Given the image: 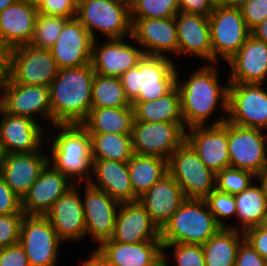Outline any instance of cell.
Segmentation results:
<instances>
[{"label": "cell", "instance_id": "cell-19", "mask_svg": "<svg viewBox=\"0 0 267 266\" xmlns=\"http://www.w3.org/2000/svg\"><path fill=\"white\" fill-rule=\"evenodd\" d=\"M187 142L200 160L215 173L230 167L228 122L187 129Z\"/></svg>", "mask_w": 267, "mask_h": 266}, {"label": "cell", "instance_id": "cell-41", "mask_svg": "<svg viewBox=\"0 0 267 266\" xmlns=\"http://www.w3.org/2000/svg\"><path fill=\"white\" fill-rule=\"evenodd\" d=\"M163 266H169L168 254L165 250L173 248L172 261L175 266H206L204 253L200 244H162Z\"/></svg>", "mask_w": 267, "mask_h": 266}, {"label": "cell", "instance_id": "cell-47", "mask_svg": "<svg viewBox=\"0 0 267 266\" xmlns=\"http://www.w3.org/2000/svg\"><path fill=\"white\" fill-rule=\"evenodd\" d=\"M0 266H30L28 257L18 243L0 249Z\"/></svg>", "mask_w": 267, "mask_h": 266}, {"label": "cell", "instance_id": "cell-42", "mask_svg": "<svg viewBox=\"0 0 267 266\" xmlns=\"http://www.w3.org/2000/svg\"><path fill=\"white\" fill-rule=\"evenodd\" d=\"M204 200L206 201L207 206L215 217L217 223L222 228H230L231 223H227L226 221L234 216L236 218V203L234 195L218 191L215 188ZM225 218L227 220H225Z\"/></svg>", "mask_w": 267, "mask_h": 266}, {"label": "cell", "instance_id": "cell-9", "mask_svg": "<svg viewBox=\"0 0 267 266\" xmlns=\"http://www.w3.org/2000/svg\"><path fill=\"white\" fill-rule=\"evenodd\" d=\"M133 152L169 160L171 154L187 141L184 122H140L132 126Z\"/></svg>", "mask_w": 267, "mask_h": 266}, {"label": "cell", "instance_id": "cell-21", "mask_svg": "<svg viewBox=\"0 0 267 266\" xmlns=\"http://www.w3.org/2000/svg\"><path fill=\"white\" fill-rule=\"evenodd\" d=\"M132 37L144 54L169 56L177 54L178 40L175 17L130 19ZM145 48V49H143Z\"/></svg>", "mask_w": 267, "mask_h": 266}, {"label": "cell", "instance_id": "cell-49", "mask_svg": "<svg viewBox=\"0 0 267 266\" xmlns=\"http://www.w3.org/2000/svg\"><path fill=\"white\" fill-rule=\"evenodd\" d=\"M244 239L248 242L261 256L267 258V230L259 226L250 228L244 232Z\"/></svg>", "mask_w": 267, "mask_h": 266}, {"label": "cell", "instance_id": "cell-23", "mask_svg": "<svg viewBox=\"0 0 267 266\" xmlns=\"http://www.w3.org/2000/svg\"><path fill=\"white\" fill-rule=\"evenodd\" d=\"M43 149L32 153L1 154L0 176L21 199L48 164Z\"/></svg>", "mask_w": 267, "mask_h": 266}, {"label": "cell", "instance_id": "cell-17", "mask_svg": "<svg viewBox=\"0 0 267 266\" xmlns=\"http://www.w3.org/2000/svg\"><path fill=\"white\" fill-rule=\"evenodd\" d=\"M84 197H82L86 236L92 238L99 245L111 239L115 230V220L120 202L113 199L105 191L83 183Z\"/></svg>", "mask_w": 267, "mask_h": 266}, {"label": "cell", "instance_id": "cell-45", "mask_svg": "<svg viewBox=\"0 0 267 266\" xmlns=\"http://www.w3.org/2000/svg\"><path fill=\"white\" fill-rule=\"evenodd\" d=\"M240 10L247 28L251 31L267 17V0H249Z\"/></svg>", "mask_w": 267, "mask_h": 266}, {"label": "cell", "instance_id": "cell-34", "mask_svg": "<svg viewBox=\"0 0 267 266\" xmlns=\"http://www.w3.org/2000/svg\"><path fill=\"white\" fill-rule=\"evenodd\" d=\"M128 169L134 194L139 198L168 173V161L134 153L128 161Z\"/></svg>", "mask_w": 267, "mask_h": 266}, {"label": "cell", "instance_id": "cell-33", "mask_svg": "<svg viewBox=\"0 0 267 266\" xmlns=\"http://www.w3.org/2000/svg\"><path fill=\"white\" fill-rule=\"evenodd\" d=\"M234 199L236 203L235 219L238 226L235 224L231 225L230 229L244 233L250 228L257 227L267 208L264 191L260 182L257 184L252 182L246 190L234 195Z\"/></svg>", "mask_w": 267, "mask_h": 266}, {"label": "cell", "instance_id": "cell-3", "mask_svg": "<svg viewBox=\"0 0 267 266\" xmlns=\"http://www.w3.org/2000/svg\"><path fill=\"white\" fill-rule=\"evenodd\" d=\"M54 136L46 134L48 163L73 183H88L92 176L91 136L82 124H54ZM51 146V147H50Z\"/></svg>", "mask_w": 267, "mask_h": 266}, {"label": "cell", "instance_id": "cell-2", "mask_svg": "<svg viewBox=\"0 0 267 266\" xmlns=\"http://www.w3.org/2000/svg\"><path fill=\"white\" fill-rule=\"evenodd\" d=\"M92 64L59 69L49 86L52 126L82 124L92 108Z\"/></svg>", "mask_w": 267, "mask_h": 266}, {"label": "cell", "instance_id": "cell-61", "mask_svg": "<svg viewBox=\"0 0 267 266\" xmlns=\"http://www.w3.org/2000/svg\"><path fill=\"white\" fill-rule=\"evenodd\" d=\"M24 1L37 5V3H38L40 0H24Z\"/></svg>", "mask_w": 267, "mask_h": 266}, {"label": "cell", "instance_id": "cell-27", "mask_svg": "<svg viewBox=\"0 0 267 266\" xmlns=\"http://www.w3.org/2000/svg\"><path fill=\"white\" fill-rule=\"evenodd\" d=\"M111 239L122 243L161 241L159 228L139 200L120 204Z\"/></svg>", "mask_w": 267, "mask_h": 266}, {"label": "cell", "instance_id": "cell-58", "mask_svg": "<svg viewBox=\"0 0 267 266\" xmlns=\"http://www.w3.org/2000/svg\"><path fill=\"white\" fill-rule=\"evenodd\" d=\"M0 61H7V50L0 43Z\"/></svg>", "mask_w": 267, "mask_h": 266}, {"label": "cell", "instance_id": "cell-11", "mask_svg": "<svg viewBox=\"0 0 267 266\" xmlns=\"http://www.w3.org/2000/svg\"><path fill=\"white\" fill-rule=\"evenodd\" d=\"M208 17L212 63L227 62L246 42L251 32L238 8L215 6Z\"/></svg>", "mask_w": 267, "mask_h": 266}, {"label": "cell", "instance_id": "cell-25", "mask_svg": "<svg viewBox=\"0 0 267 266\" xmlns=\"http://www.w3.org/2000/svg\"><path fill=\"white\" fill-rule=\"evenodd\" d=\"M228 83L265 84L267 80V44L251 34L226 62Z\"/></svg>", "mask_w": 267, "mask_h": 266}, {"label": "cell", "instance_id": "cell-51", "mask_svg": "<svg viewBox=\"0 0 267 266\" xmlns=\"http://www.w3.org/2000/svg\"><path fill=\"white\" fill-rule=\"evenodd\" d=\"M251 35L267 44V17L251 31Z\"/></svg>", "mask_w": 267, "mask_h": 266}, {"label": "cell", "instance_id": "cell-13", "mask_svg": "<svg viewBox=\"0 0 267 266\" xmlns=\"http://www.w3.org/2000/svg\"><path fill=\"white\" fill-rule=\"evenodd\" d=\"M64 243L45 216L24 215L19 244L30 266H57L59 247Z\"/></svg>", "mask_w": 267, "mask_h": 266}, {"label": "cell", "instance_id": "cell-50", "mask_svg": "<svg viewBox=\"0 0 267 266\" xmlns=\"http://www.w3.org/2000/svg\"><path fill=\"white\" fill-rule=\"evenodd\" d=\"M180 12L209 16L213 6L208 0H178Z\"/></svg>", "mask_w": 267, "mask_h": 266}, {"label": "cell", "instance_id": "cell-10", "mask_svg": "<svg viewBox=\"0 0 267 266\" xmlns=\"http://www.w3.org/2000/svg\"><path fill=\"white\" fill-rule=\"evenodd\" d=\"M263 85L229 83L226 121L267 132V88Z\"/></svg>", "mask_w": 267, "mask_h": 266}, {"label": "cell", "instance_id": "cell-8", "mask_svg": "<svg viewBox=\"0 0 267 266\" xmlns=\"http://www.w3.org/2000/svg\"><path fill=\"white\" fill-rule=\"evenodd\" d=\"M58 70L50 49L27 44L7 51L5 74L14 83L49 87Z\"/></svg>", "mask_w": 267, "mask_h": 266}, {"label": "cell", "instance_id": "cell-29", "mask_svg": "<svg viewBox=\"0 0 267 266\" xmlns=\"http://www.w3.org/2000/svg\"><path fill=\"white\" fill-rule=\"evenodd\" d=\"M138 200L161 230L186 198L179 184L167 173Z\"/></svg>", "mask_w": 267, "mask_h": 266}, {"label": "cell", "instance_id": "cell-31", "mask_svg": "<svg viewBox=\"0 0 267 266\" xmlns=\"http://www.w3.org/2000/svg\"><path fill=\"white\" fill-rule=\"evenodd\" d=\"M134 119L133 106L91 108L82 125L89 133L131 134Z\"/></svg>", "mask_w": 267, "mask_h": 266}, {"label": "cell", "instance_id": "cell-48", "mask_svg": "<svg viewBox=\"0 0 267 266\" xmlns=\"http://www.w3.org/2000/svg\"><path fill=\"white\" fill-rule=\"evenodd\" d=\"M235 266H264V259L244 240L238 249Z\"/></svg>", "mask_w": 267, "mask_h": 266}, {"label": "cell", "instance_id": "cell-35", "mask_svg": "<svg viewBox=\"0 0 267 266\" xmlns=\"http://www.w3.org/2000/svg\"><path fill=\"white\" fill-rule=\"evenodd\" d=\"M133 108L136 121L183 122L177 87L164 97L152 101L138 102Z\"/></svg>", "mask_w": 267, "mask_h": 266}, {"label": "cell", "instance_id": "cell-4", "mask_svg": "<svg viewBox=\"0 0 267 266\" xmlns=\"http://www.w3.org/2000/svg\"><path fill=\"white\" fill-rule=\"evenodd\" d=\"M170 58L144 54L135 67L119 77L133 107L164 97L176 87L178 65Z\"/></svg>", "mask_w": 267, "mask_h": 266}, {"label": "cell", "instance_id": "cell-24", "mask_svg": "<svg viewBox=\"0 0 267 266\" xmlns=\"http://www.w3.org/2000/svg\"><path fill=\"white\" fill-rule=\"evenodd\" d=\"M94 251L112 266H163L161 241L122 243L108 239Z\"/></svg>", "mask_w": 267, "mask_h": 266}, {"label": "cell", "instance_id": "cell-22", "mask_svg": "<svg viewBox=\"0 0 267 266\" xmlns=\"http://www.w3.org/2000/svg\"><path fill=\"white\" fill-rule=\"evenodd\" d=\"M74 185L67 176L48 163L21 199L23 213L44 216L56 200Z\"/></svg>", "mask_w": 267, "mask_h": 266}, {"label": "cell", "instance_id": "cell-44", "mask_svg": "<svg viewBox=\"0 0 267 266\" xmlns=\"http://www.w3.org/2000/svg\"><path fill=\"white\" fill-rule=\"evenodd\" d=\"M78 0H40L37 12L44 15L61 16L67 19L76 18Z\"/></svg>", "mask_w": 267, "mask_h": 266}, {"label": "cell", "instance_id": "cell-53", "mask_svg": "<svg viewBox=\"0 0 267 266\" xmlns=\"http://www.w3.org/2000/svg\"><path fill=\"white\" fill-rule=\"evenodd\" d=\"M249 0H223L221 6L227 8H238L240 9Z\"/></svg>", "mask_w": 267, "mask_h": 266}, {"label": "cell", "instance_id": "cell-43", "mask_svg": "<svg viewBox=\"0 0 267 266\" xmlns=\"http://www.w3.org/2000/svg\"><path fill=\"white\" fill-rule=\"evenodd\" d=\"M24 213L0 215V249L19 243Z\"/></svg>", "mask_w": 267, "mask_h": 266}, {"label": "cell", "instance_id": "cell-36", "mask_svg": "<svg viewBox=\"0 0 267 266\" xmlns=\"http://www.w3.org/2000/svg\"><path fill=\"white\" fill-rule=\"evenodd\" d=\"M92 160L128 162L134 152L131 134L89 133Z\"/></svg>", "mask_w": 267, "mask_h": 266}, {"label": "cell", "instance_id": "cell-28", "mask_svg": "<svg viewBox=\"0 0 267 266\" xmlns=\"http://www.w3.org/2000/svg\"><path fill=\"white\" fill-rule=\"evenodd\" d=\"M37 15L36 5L24 0L0 13V43L7 51L31 42Z\"/></svg>", "mask_w": 267, "mask_h": 266}, {"label": "cell", "instance_id": "cell-26", "mask_svg": "<svg viewBox=\"0 0 267 266\" xmlns=\"http://www.w3.org/2000/svg\"><path fill=\"white\" fill-rule=\"evenodd\" d=\"M178 56L198 57L212 63V45L209 17L179 12L175 16ZM205 60V61H204Z\"/></svg>", "mask_w": 267, "mask_h": 266}, {"label": "cell", "instance_id": "cell-32", "mask_svg": "<svg viewBox=\"0 0 267 266\" xmlns=\"http://www.w3.org/2000/svg\"><path fill=\"white\" fill-rule=\"evenodd\" d=\"M244 233L230 228H221L206 243L202 244L206 266H235Z\"/></svg>", "mask_w": 267, "mask_h": 266}, {"label": "cell", "instance_id": "cell-52", "mask_svg": "<svg viewBox=\"0 0 267 266\" xmlns=\"http://www.w3.org/2000/svg\"><path fill=\"white\" fill-rule=\"evenodd\" d=\"M81 266H112L108 264L102 257H100L94 250L90 258L84 259L80 263Z\"/></svg>", "mask_w": 267, "mask_h": 266}, {"label": "cell", "instance_id": "cell-18", "mask_svg": "<svg viewBox=\"0 0 267 266\" xmlns=\"http://www.w3.org/2000/svg\"><path fill=\"white\" fill-rule=\"evenodd\" d=\"M80 185L77 183L71 187L44 215L64 243L83 240L86 236L82 196L78 189Z\"/></svg>", "mask_w": 267, "mask_h": 266}, {"label": "cell", "instance_id": "cell-54", "mask_svg": "<svg viewBox=\"0 0 267 266\" xmlns=\"http://www.w3.org/2000/svg\"><path fill=\"white\" fill-rule=\"evenodd\" d=\"M256 182H260L263 191H264V197L266 200V206H267V171H265L264 173H262L261 175L256 177Z\"/></svg>", "mask_w": 267, "mask_h": 266}, {"label": "cell", "instance_id": "cell-6", "mask_svg": "<svg viewBox=\"0 0 267 266\" xmlns=\"http://www.w3.org/2000/svg\"><path fill=\"white\" fill-rule=\"evenodd\" d=\"M76 19L93 40L100 32L105 39L130 37V9L120 0H78Z\"/></svg>", "mask_w": 267, "mask_h": 266}, {"label": "cell", "instance_id": "cell-1", "mask_svg": "<svg viewBox=\"0 0 267 266\" xmlns=\"http://www.w3.org/2000/svg\"><path fill=\"white\" fill-rule=\"evenodd\" d=\"M215 63H203L183 81L177 68L176 87L180 95V109L187 129L195 126L219 125L226 121L228 103V75L226 86L219 82V67ZM219 106V107H218ZM220 108L223 117L208 121ZM213 114V115H212ZM209 122H211L209 124Z\"/></svg>", "mask_w": 267, "mask_h": 266}, {"label": "cell", "instance_id": "cell-62", "mask_svg": "<svg viewBox=\"0 0 267 266\" xmlns=\"http://www.w3.org/2000/svg\"><path fill=\"white\" fill-rule=\"evenodd\" d=\"M264 266H267V258H264Z\"/></svg>", "mask_w": 267, "mask_h": 266}, {"label": "cell", "instance_id": "cell-59", "mask_svg": "<svg viewBox=\"0 0 267 266\" xmlns=\"http://www.w3.org/2000/svg\"><path fill=\"white\" fill-rule=\"evenodd\" d=\"M125 6H127L129 9L132 8V6L138 1V0H120Z\"/></svg>", "mask_w": 267, "mask_h": 266}, {"label": "cell", "instance_id": "cell-60", "mask_svg": "<svg viewBox=\"0 0 267 266\" xmlns=\"http://www.w3.org/2000/svg\"><path fill=\"white\" fill-rule=\"evenodd\" d=\"M208 1L212 4L213 7L221 6L223 3V0H208Z\"/></svg>", "mask_w": 267, "mask_h": 266}, {"label": "cell", "instance_id": "cell-55", "mask_svg": "<svg viewBox=\"0 0 267 266\" xmlns=\"http://www.w3.org/2000/svg\"><path fill=\"white\" fill-rule=\"evenodd\" d=\"M19 0H0V13L9 5L16 3Z\"/></svg>", "mask_w": 267, "mask_h": 266}, {"label": "cell", "instance_id": "cell-57", "mask_svg": "<svg viewBox=\"0 0 267 266\" xmlns=\"http://www.w3.org/2000/svg\"><path fill=\"white\" fill-rule=\"evenodd\" d=\"M260 228L267 230V208L262 216L261 222L258 225Z\"/></svg>", "mask_w": 267, "mask_h": 266}, {"label": "cell", "instance_id": "cell-12", "mask_svg": "<svg viewBox=\"0 0 267 266\" xmlns=\"http://www.w3.org/2000/svg\"><path fill=\"white\" fill-rule=\"evenodd\" d=\"M0 107L9 114L28 117L37 122L45 119L52 125L50 94L47 86L14 83L4 74L0 87ZM39 116L42 120H39Z\"/></svg>", "mask_w": 267, "mask_h": 266}, {"label": "cell", "instance_id": "cell-7", "mask_svg": "<svg viewBox=\"0 0 267 266\" xmlns=\"http://www.w3.org/2000/svg\"><path fill=\"white\" fill-rule=\"evenodd\" d=\"M168 173L186 199H205L216 188V173L200 160L187 141L171 154Z\"/></svg>", "mask_w": 267, "mask_h": 266}, {"label": "cell", "instance_id": "cell-56", "mask_svg": "<svg viewBox=\"0 0 267 266\" xmlns=\"http://www.w3.org/2000/svg\"><path fill=\"white\" fill-rule=\"evenodd\" d=\"M6 66H7V61H0V87H1L2 79L5 74Z\"/></svg>", "mask_w": 267, "mask_h": 266}, {"label": "cell", "instance_id": "cell-15", "mask_svg": "<svg viewBox=\"0 0 267 266\" xmlns=\"http://www.w3.org/2000/svg\"><path fill=\"white\" fill-rule=\"evenodd\" d=\"M126 38L106 39L100 41L102 43L97 39L93 41L91 64L96 74L120 77L138 64L144 55L142 48L137 47L138 43L132 35L130 38L136 45L129 43Z\"/></svg>", "mask_w": 267, "mask_h": 266}, {"label": "cell", "instance_id": "cell-30", "mask_svg": "<svg viewBox=\"0 0 267 266\" xmlns=\"http://www.w3.org/2000/svg\"><path fill=\"white\" fill-rule=\"evenodd\" d=\"M92 187L105 191L120 203L138 201L129 176L128 162L93 160Z\"/></svg>", "mask_w": 267, "mask_h": 266}, {"label": "cell", "instance_id": "cell-38", "mask_svg": "<svg viewBox=\"0 0 267 266\" xmlns=\"http://www.w3.org/2000/svg\"><path fill=\"white\" fill-rule=\"evenodd\" d=\"M69 19L61 16L44 15L38 13L30 45L43 49H50L58 39L64 24Z\"/></svg>", "mask_w": 267, "mask_h": 266}, {"label": "cell", "instance_id": "cell-46", "mask_svg": "<svg viewBox=\"0 0 267 266\" xmlns=\"http://www.w3.org/2000/svg\"><path fill=\"white\" fill-rule=\"evenodd\" d=\"M23 213L18 197L0 176V215Z\"/></svg>", "mask_w": 267, "mask_h": 266}, {"label": "cell", "instance_id": "cell-20", "mask_svg": "<svg viewBox=\"0 0 267 266\" xmlns=\"http://www.w3.org/2000/svg\"><path fill=\"white\" fill-rule=\"evenodd\" d=\"M93 38L76 19H69L50 48L58 69L76 68L91 63Z\"/></svg>", "mask_w": 267, "mask_h": 266}, {"label": "cell", "instance_id": "cell-37", "mask_svg": "<svg viewBox=\"0 0 267 266\" xmlns=\"http://www.w3.org/2000/svg\"><path fill=\"white\" fill-rule=\"evenodd\" d=\"M92 108H120L132 106L126 97L119 77L94 75L92 84Z\"/></svg>", "mask_w": 267, "mask_h": 266}, {"label": "cell", "instance_id": "cell-5", "mask_svg": "<svg viewBox=\"0 0 267 266\" xmlns=\"http://www.w3.org/2000/svg\"><path fill=\"white\" fill-rule=\"evenodd\" d=\"M222 227L204 199H186L160 230L162 244H204Z\"/></svg>", "mask_w": 267, "mask_h": 266}, {"label": "cell", "instance_id": "cell-14", "mask_svg": "<svg viewBox=\"0 0 267 266\" xmlns=\"http://www.w3.org/2000/svg\"><path fill=\"white\" fill-rule=\"evenodd\" d=\"M228 149L230 167L250 171L255 176L267 171L265 130L240 127L228 122Z\"/></svg>", "mask_w": 267, "mask_h": 266}, {"label": "cell", "instance_id": "cell-39", "mask_svg": "<svg viewBox=\"0 0 267 266\" xmlns=\"http://www.w3.org/2000/svg\"><path fill=\"white\" fill-rule=\"evenodd\" d=\"M179 12L178 0H138L130 9V19L170 18Z\"/></svg>", "mask_w": 267, "mask_h": 266}, {"label": "cell", "instance_id": "cell-16", "mask_svg": "<svg viewBox=\"0 0 267 266\" xmlns=\"http://www.w3.org/2000/svg\"><path fill=\"white\" fill-rule=\"evenodd\" d=\"M0 116L1 154L32 153L43 149L47 134L44 125L28 117L9 114L1 107Z\"/></svg>", "mask_w": 267, "mask_h": 266}, {"label": "cell", "instance_id": "cell-40", "mask_svg": "<svg viewBox=\"0 0 267 266\" xmlns=\"http://www.w3.org/2000/svg\"><path fill=\"white\" fill-rule=\"evenodd\" d=\"M256 177L247 170L233 167L224 168L216 173V189L224 193L236 195L246 190L256 180Z\"/></svg>", "mask_w": 267, "mask_h": 266}]
</instances>
